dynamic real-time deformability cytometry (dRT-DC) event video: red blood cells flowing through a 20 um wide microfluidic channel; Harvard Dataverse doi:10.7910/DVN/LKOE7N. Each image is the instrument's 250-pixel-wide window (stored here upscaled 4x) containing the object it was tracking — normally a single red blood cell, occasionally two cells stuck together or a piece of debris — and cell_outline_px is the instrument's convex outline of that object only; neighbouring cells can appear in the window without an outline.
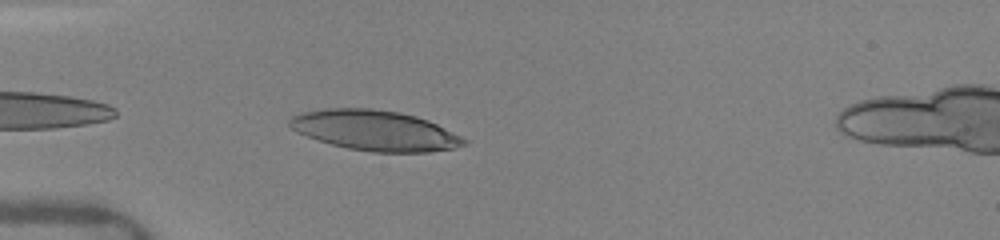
{"species": "human", "species_latin": "Homo sapiens", "temperature_condition": "warm", "stored_images_in_passage": 31, "camera_frame_rate_fps": 3000, "um_per_image_px": 0.085, "donor": {"sex": "female"}, "frame": {"image": 1, "passage_image": 1, "time_ms": 0.0, "image_size_px": [1000, 240], "cell_outline_px": [[468, 144], [456, 148], [428, 152], [372, 152], [348, 148], [332, 144], [296, 132], [288, 124], [288, 120], [292, 116], [300, 112], [328, 108], [372, 108], [400, 112], [416, 116], [428, 120], [468, 140]], "centroid_in_image_um": [31.87, 11.08], "position_along_channel_um": 53.1, "area_um2": 40.86}}
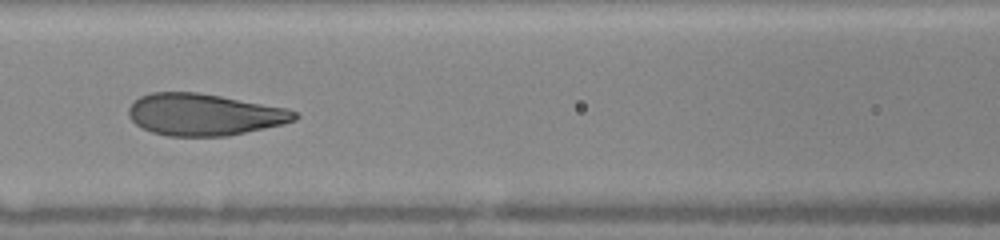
{"frame": {"image": 2, "passage_image": 9, "time_ms": 2.667, "image_size_px": [1000, 240], "cell_outline_px": [[300, 116], [296, 120], [284, 124], [228, 136], [168, 136], [152, 132], [136, 124], [128, 116], [128, 108], [140, 96], [152, 92], [196, 92], [220, 96], [288, 108], [296, 112]], "centroid_in_image_um": [17.38, 9.74], "position_along_channel_um": 149.2, "area_um2": 40.46}}
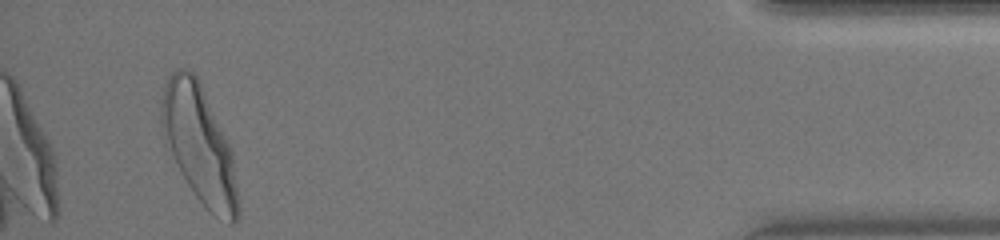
{"frame": {"image": 3, "passage_image": 29, "time_ms": 10.667, "image_size_px": [1000, 240], "cell_outline_px": [[240, 208], [236, 220], [232, 224], [228, 224], [204, 208], [188, 184], [164, 136], [160, 116], [160, 104], [164, 84], [168, 76], [176, 68], [188, 68], [200, 80], [228, 140], [232, 152]], "centroid_in_image_um": [16.96, 12.25], "position_along_channel_um": 418.2, "area_um2": 52.19}, "authors_computed_cell_mechanics": {"area_um2": 40.8646, "velocity_mm_per_s": 4.1154, "shape_relaxation_time_tau1_ms": 3.1816, "shape_relaxation_time_tau2_ms": null, "deformation_change_tau1": 0.1769, "deformation_change_tau2": null}}